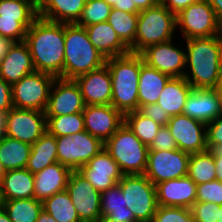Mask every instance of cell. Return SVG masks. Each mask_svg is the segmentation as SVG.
<instances>
[{
  "label": "cell",
  "mask_w": 222,
  "mask_h": 222,
  "mask_svg": "<svg viewBox=\"0 0 222 222\" xmlns=\"http://www.w3.org/2000/svg\"><path fill=\"white\" fill-rule=\"evenodd\" d=\"M25 42L35 71L64 79L65 23L38 17L28 28Z\"/></svg>",
  "instance_id": "cell-1"
},
{
  "label": "cell",
  "mask_w": 222,
  "mask_h": 222,
  "mask_svg": "<svg viewBox=\"0 0 222 222\" xmlns=\"http://www.w3.org/2000/svg\"><path fill=\"white\" fill-rule=\"evenodd\" d=\"M186 41V64L190 65L192 79L187 73L184 78L193 89L217 88L222 64V34Z\"/></svg>",
  "instance_id": "cell-2"
},
{
  "label": "cell",
  "mask_w": 222,
  "mask_h": 222,
  "mask_svg": "<svg viewBox=\"0 0 222 222\" xmlns=\"http://www.w3.org/2000/svg\"><path fill=\"white\" fill-rule=\"evenodd\" d=\"M144 63L141 54H128L106 59L112 81L111 105L123 115L138 110L140 67Z\"/></svg>",
  "instance_id": "cell-3"
},
{
  "label": "cell",
  "mask_w": 222,
  "mask_h": 222,
  "mask_svg": "<svg viewBox=\"0 0 222 222\" xmlns=\"http://www.w3.org/2000/svg\"><path fill=\"white\" fill-rule=\"evenodd\" d=\"M105 63L106 58L90 42L85 27L65 24L64 79H75Z\"/></svg>",
  "instance_id": "cell-4"
},
{
  "label": "cell",
  "mask_w": 222,
  "mask_h": 222,
  "mask_svg": "<svg viewBox=\"0 0 222 222\" xmlns=\"http://www.w3.org/2000/svg\"><path fill=\"white\" fill-rule=\"evenodd\" d=\"M104 149L119 165L124 175L145 173L149 147L143 144L125 123L104 143Z\"/></svg>",
  "instance_id": "cell-5"
},
{
  "label": "cell",
  "mask_w": 222,
  "mask_h": 222,
  "mask_svg": "<svg viewBox=\"0 0 222 222\" xmlns=\"http://www.w3.org/2000/svg\"><path fill=\"white\" fill-rule=\"evenodd\" d=\"M176 26V15L161 2L140 11L135 35V53L140 54L148 46L172 40Z\"/></svg>",
  "instance_id": "cell-6"
},
{
  "label": "cell",
  "mask_w": 222,
  "mask_h": 222,
  "mask_svg": "<svg viewBox=\"0 0 222 222\" xmlns=\"http://www.w3.org/2000/svg\"><path fill=\"white\" fill-rule=\"evenodd\" d=\"M138 222H152L158 204L156 187L144 174L124 175L117 183Z\"/></svg>",
  "instance_id": "cell-7"
},
{
  "label": "cell",
  "mask_w": 222,
  "mask_h": 222,
  "mask_svg": "<svg viewBox=\"0 0 222 222\" xmlns=\"http://www.w3.org/2000/svg\"><path fill=\"white\" fill-rule=\"evenodd\" d=\"M56 84L57 78L48 73L34 71L26 75L11 85L13 107L44 112L51 87Z\"/></svg>",
  "instance_id": "cell-8"
},
{
  "label": "cell",
  "mask_w": 222,
  "mask_h": 222,
  "mask_svg": "<svg viewBox=\"0 0 222 222\" xmlns=\"http://www.w3.org/2000/svg\"><path fill=\"white\" fill-rule=\"evenodd\" d=\"M37 18L33 0H0V37L11 42L25 41L28 28Z\"/></svg>",
  "instance_id": "cell-9"
},
{
  "label": "cell",
  "mask_w": 222,
  "mask_h": 222,
  "mask_svg": "<svg viewBox=\"0 0 222 222\" xmlns=\"http://www.w3.org/2000/svg\"><path fill=\"white\" fill-rule=\"evenodd\" d=\"M58 162L71 171L79 170L104 149V143L86 130L56 137Z\"/></svg>",
  "instance_id": "cell-10"
},
{
  "label": "cell",
  "mask_w": 222,
  "mask_h": 222,
  "mask_svg": "<svg viewBox=\"0 0 222 222\" xmlns=\"http://www.w3.org/2000/svg\"><path fill=\"white\" fill-rule=\"evenodd\" d=\"M185 39L211 37L222 34V22L207 0H199L176 15Z\"/></svg>",
  "instance_id": "cell-11"
},
{
  "label": "cell",
  "mask_w": 222,
  "mask_h": 222,
  "mask_svg": "<svg viewBox=\"0 0 222 222\" xmlns=\"http://www.w3.org/2000/svg\"><path fill=\"white\" fill-rule=\"evenodd\" d=\"M189 153L180 149L149 150L144 175L154 185L188 175Z\"/></svg>",
  "instance_id": "cell-12"
},
{
  "label": "cell",
  "mask_w": 222,
  "mask_h": 222,
  "mask_svg": "<svg viewBox=\"0 0 222 222\" xmlns=\"http://www.w3.org/2000/svg\"><path fill=\"white\" fill-rule=\"evenodd\" d=\"M47 132L45 112L34 109L11 108L6 113L4 134L32 145Z\"/></svg>",
  "instance_id": "cell-13"
},
{
  "label": "cell",
  "mask_w": 222,
  "mask_h": 222,
  "mask_svg": "<svg viewBox=\"0 0 222 222\" xmlns=\"http://www.w3.org/2000/svg\"><path fill=\"white\" fill-rule=\"evenodd\" d=\"M66 191L81 222H95L101 216V193L78 170L71 171Z\"/></svg>",
  "instance_id": "cell-14"
},
{
  "label": "cell",
  "mask_w": 222,
  "mask_h": 222,
  "mask_svg": "<svg viewBox=\"0 0 222 222\" xmlns=\"http://www.w3.org/2000/svg\"><path fill=\"white\" fill-rule=\"evenodd\" d=\"M178 149L189 154L207 151L206 124L187 115L171 116L167 123ZM202 130H205L202 132Z\"/></svg>",
  "instance_id": "cell-15"
},
{
  "label": "cell",
  "mask_w": 222,
  "mask_h": 222,
  "mask_svg": "<svg viewBox=\"0 0 222 222\" xmlns=\"http://www.w3.org/2000/svg\"><path fill=\"white\" fill-rule=\"evenodd\" d=\"M57 85L51 87L48 103L45 109L46 117L82 113L85 102L80 88L74 79L57 78ZM57 87V88H56Z\"/></svg>",
  "instance_id": "cell-16"
},
{
  "label": "cell",
  "mask_w": 222,
  "mask_h": 222,
  "mask_svg": "<svg viewBox=\"0 0 222 222\" xmlns=\"http://www.w3.org/2000/svg\"><path fill=\"white\" fill-rule=\"evenodd\" d=\"M85 130L105 143L124 123V115L112 105H86Z\"/></svg>",
  "instance_id": "cell-17"
},
{
  "label": "cell",
  "mask_w": 222,
  "mask_h": 222,
  "mask_svg": "<svg viewBox=\"0 0 222 222\" xmlns=\"http://www.w3.org/2000/svg\"><path fill=\"white\" fill-rule=\"evenodd\" d=\"M172 40L148 46L140 54L144 62L170 77H184L186 53L171 44Z\"/></svg>",
  "instance_id": "cell-18"
},
{
  "label": "cell",
  "mask_w": 222,
  "mask_h": 222,
  "mask_svg": "<svg viewBox=\"0 0 222 222\" xmlns=\"http://www.w3.org/2000/svg\"><path fill=\"white\" fill-rule=\"evenodd\" d=\"M78 171L100 193L114 187L124 176L119 165L105 149L96 154Z\"/></svg>",
  "instance_id": "cell-19"
},
{
  "label": "cell",
  "mask_w": 222,
  "mask_h": 222,
  "mask_svg": "<svg viewBox=\"0 0 222 222\" xmlns=\"http://www.w3.org/2000/svg\"><path fill=\"white\" fill-rule=\"evenodd\" d=\"M85 105H111L112 81L106 64L88 73L77 76Z\"/></svg>",
  "instance_id": "cell-20"
},
{
  "label": "cell",
  "mask_w": 222,
  "mask_h": 222,
  "mask_svg": "<svg viewBox=\"0 0 222 222\" xmlns=\"http://www.w3.org/2000/svg\"><path fill=\"white\" fill-rule=\"evenodd\" d=\"M183 114L208 124L222 114V95L216 88L192 89Z\"/></svg>",
  "instance_id": "cell-21"
},
{
  "label": "cell",
  "mask_w": 222,
  "mask_h": 222,
  "mask_svg": "<svg viewBox=\"0 0 222 222\" xmlns=\"http://www.w3.org/2000/svg\"><path fill=\"white\" fill-rule=\"evenodd\" d=\"M157 204L191 209L196 202L197 184L188 176L155 185Z\"/></svg>",
  "instance_id": "cell-22"
},
{
  "label": "cell",
  "mask_w": 222,
  "mask_h": 222,
  "mask_svg": "<svg viewBox=\"0 0 222 222\" xmlns=\"http://www.w3.org/2000/svg\"><path fill=\"white\" fill-rule=\"evenodd\" d=\"M31 53L25 41L12 42L0 61V77L10 85L34 72Z\"/></svg>",
  "instance_id": "cell-23"
},
{
  "label": "cell",
  "mask_w": 222,
  "mask_h": 222,
  "mask_svg": "<svg viewBox=\"0 0 222 222\" xmlns=\"http://www.w3.org/2000/svg\"><path fill=\"white\" fill-rule=\"evenodd\" d=\"M71 170L59 162L34 174V198L44 202L55 193L66 190Z\"/></svg>",
  "instance_id": "cell-24"
},
{
  "label": "cell",
  "mask_w": 222,
  "mask_h": 222,
  "mask_svg": "<svg viewBox=\"0 0 222 222\" xmlns=\"http://www.w3.org/2000/svg\"><path fill=\"white\" fill-rule=\"evenodd\" d=\"M85 29L90 42L106 59L131 52L107 21L87 26Z\"/></svg>",
  "instance_id": "cell-25"
},
{
  "label": "cell",
  "mask_w": 222,
  "mask_h": 222,
  "mask_svg": "<svg viewBox=\"0 0 222 222\" xmlns=\"http://www.w3.org/2000/svg\"><path fill=\"white\" fill-rule=\"evenodd\" d=\"M87 0H41L37 4L38 17L57 23H77Z\"/></svg>",
  "instance_id": "cell-26"
},
{
  "label": "cell",
  "mask_w": 222,
  "mask_h": 222,
  "mask_svg": "<svg viewBox=\"0 0 222 222\" xmlns=\"http://www.w3.org/2000/svg\"><path fill=\"white\" fill-rule=\"evenodd\" d=\"M192 89L184 77H171L165 84L157 104L170 116L183 114V107Z\"/></svg>",
  "instance_id": "cell-27"
},
{
  "label": "cell",
  "mask_w": 222,
  "mask_h": 222,
  "mask_svg": "<svg viewBox=\"0 0 222 222\" xmlns=\"http://www.w3.org/2000/svg\"><path fill=\"white\" fill-rule=\"evenodd\" d=\"M170 78L169 75L148 66L144 62L140 67L138 108L140 105L157 103L165 84Z\"/></svg>",
  "instance_id": "cell-28"
},
{
  "label": "cell",
  "mask_w": 222,
  "mask_h": 222,
  "mask_svg": "<svg viewBox=\"0 0 222 222\" xmlns=\"http://www.w3.org/2000/svg\"><path fill=\"white\" fill-rule=\"evenodd\" d=\"M4 201L34 197V174L27 168L6 171L2 181Z\"/></svg>",
  "instance_id": "cell-29"
},
{
  "label": "cell",
  "mask_w": 222,
  "mask_h": 222,
  "mask_svg": "<svg viewBox=\"0 0 222 222\" xmlns=\"http://www.w3.org/2000/svg\"><path fill=\"white\" fill-rule=\"evenodd\" d=\"M58 162L56 137L45 132L31 145L27 169L36 174L47 166Z\"/></svg>",
  "instance_id": "cell-30"
},
{
  "label": "cell",
  "mask_w": 222,
  "mask_h": 222,
  "mask_svg": "<svg viewBox=\"0 0 222 222\" xmlns=\"http://www.w3.org/2000/svg\"><path fill=\"white\" fill-rule=\"evenodd\" d=\"M100 197L101 215L108 216L119 222H138L132 211L126 207L124 194L118 184L101 192Z\"/></svg>",
  "instance_id": "cell-31"
},
{
  "label": "cell",
  "mask_w": 222,
  "mask_h": 222,
  "mask_svg": "<svg viewBox=\"0 0 222 222\" xmlns=\"http://www.w3.org/2000/svg\"><path fill=\"white\" fill-rule=\"evenodd\" d=\"M31 145L4 135L0 141V162L6 171L27 167Z\"/></svg>",
  "instance_id": "cell-32"
},
{
  "label": "cell",
  "mask_w": 222,
  "mask_h": 222,
  "mask_svg": "<svg viewBox=\"0 0 222 222\" xmlns=\"http://www.w3.org/2000/svg\"><path fill=\"white\" fill-rule=\"evenodd\" d=\"M138 14L128 13L111 8L107 22L112 26L119 38L135 53V35Z\"/></svg>",
  "instance_id": "cell-33"
},
{
  "label": "cell",
  "mask_w": 222,
  "mask_h": 222,
  "mask_svg": "<svg viewBox=\"0 0 222 222\" xmlns=\"http://www.w3.org/2000/svg\"><path fill=\"white\" fill-rule=\"evenodd\" d=\"M43 209L57 222H81L66 190L55 193L43 202Z\"/></svg>",
  "instance_id": "cell-34"
},
{
  "label": "cell",
  "mask_w": 222,
  "mask_h": 222,
  "mask_svg": "<svg viewBox=\"0 0 222 222\" xmlns=\"http://www.w3.org/2000/svg\"><path fill=\"white\" fill-rule=\"evenodd\" d=\"M4 210L12 222H36L43 209V202L34 197L4 201Z\"/></svg>",
  "instance_id": "cell-35"
},
{
  "label": "cell",
  "mask_w": 222,
  "mask_h": 222,
  "mask_svg": "<svg viewBox=\"0 0 222 222\" xmlns=\"http://www.w3.org/2000/svg\"><path fill=\"white\" fill-rule=\"evenodd\" d=\"M216 170L214 156L209 150L190 155L187 176L197 185L217 179Z\"/></svg>",
  "instance_id": "cell-36"
},
{
  "label": "cell",
  "mask_w": 222,
  "mask_h": 222,
  "mask_svg": "<svg viewBox=\"0 0 222 222\" xmlns=\"http://www.w3.org/2000/svg\"><path fill=\"white\" fill-rule=\"evenodd\" d=\"M124 123L135 136L148 147L162 127L159 123L154 122L151 118L143 116L137 110L124 114Z\"/></svg>",
  "instance_id": "cell-37"
},
{
  "label": "cell",
  "mask_w": 222,
  "mask_h": 222,
  "mask_svg": "<svg viewBox=\"0 0 222 222\" xmlns=\"http://www.w3.org/2000/svg\"><path fill=\"white\" fill-rule=\"evenodd\" d=\"M47 132L55 137L71 136L85 130L82 113L46 117Z\"/></svg>",
  "instance_id": "cell-38"
},
{
  "label": "cell",
  "mask_w": 222,
  "mask_h": 222,
  "mask_svg": "<svg viewBox=\"0 0 222 222\" xmlns=\"http://www.w3.org/2000/svg\"><path fill=\"white\" fill-rule=\"evenodd\" d=\"M111 6L103 0H87L81 17L76 23L79 26L87 27L108 20Z\"/></svg>",
  "instance_id": "cell-39"
},
{
  "label": "cell",
  "mask_w": 222,
  "mask_h": 222,
  "mask_svg": "<svg viewBox=\"0 0 222 222\" xmlns=\"http://www.w3.org/2000/svg\"><path fill=\"white\" fill-rule=\"evenodd\" d=\"M152 222H194V219L189 208L158 205Z\"/></svg>",
  "instance_id": "cell-40"
},
{
  "label": "cell",
  "mask_w": 222,
  "mask_h": 222,
  "mask_svg": "<svg viewBox=\"0 0 222 222\" xmlns=\"http://www.w3.org/2000/svg\"><path fill=\"white\" fill-rule=\"evenodd\" d=\"M196 202L222 205V181L219 179L197 185Z\"/></svg>",
  "instance_id": "cell-41"
},
{
  "label": "cell",
  "mask_w": 222,
  "mask_h": 222,
  "mask_svg": "<svg viewBox=\"0 0 222 222\" xmlns=\"http://www.w3.org/2000/svg\"><path fill=\"white\" fill-rule=\"evenodd\" d=\"M220 205L211 202H195L191 207L194 222H217Z\"/></svg>",
  "instance_id": "cell-42"
},
{
  "label": "cell",
  "mask_w": 222,
  "mask_h": 222,
  "mask_svg": "<svg viewBox=\"0 0 222 222\" xmlns=\"http://www.w3.org/2000/svg\"><path fill=\"white\" fill-rule=\"evenodd\" d=\"M175 149H178V145L171 135L169 128L167 126H162L149 146V150L166 151Z\"/></svg>",
  "instance_id": "cell-43"
},
{
  "label": "cell",
  "mask_w": 222,
  "mask_h": 222,
  "mask_svg": "<svg viewBox=\"0 0 222 222\" xmlns=\"http://www.w3.org/2000/svg\"><path fill=\"white\" fill-rule=\"evenodd\" d=\"M137 111L143 116L151 118L161 126H167L168 121L171 119V116L162 110L157 103L140 105Z\"/></svg>",
  "instance_id": "cell-44"
},
{
  "label": "cell",
  "mask_w": 222,
  "mask_h": 222,
  "mask_svg": "<svg viewBox=\"0 0 222 222\" xmlns=\"http://www.w3.org/2000/svg\"><path fill=\"white\" fill-rule=\"evenodd\" d=\"M222 144V114L206 124V145L209 150L212 146Z\"/></svg>",
  "instance_id": "cell-45"
},
{
  "label": "cell",
  "mask_w": 222,
  "mask_h": 222,
  "mask_svg": "<svg viewBox=\"0 0 222 222\" xmlns=\"http://www.w3.org/2000/svg\"><path fill=\"white\" fill-rule=\"evenodd\" d=\"M13 108L11 85L0 77V111L8 112Z\"/></svg>",
  "instance_id": "cell-46"
},
{
  "label": "cell",
  "mask_w": 222,
  "mask_h": 222,
  "mask_svg": "<svg viewBox=\"0 0 222 222\" xmlns=\"http://www.w3.org/2000/svg\"><path fill=\"white\" fill-rule=\"evenodd\" d=\"M198 1L199 0H160V2L174 15H177L192 3Z\"/></svg>",
  "instance_id": "cell-47"
},
{
  "label": "cell",
  "mask_w": 222,
  "mask_h": 222,
  "mask_svg": "<svg viewBox=\"0 0 222 222\" xmlns=\"http://www.w3.org/2000/svg\"><path fill=\"white\" fill-rule=\"evenodd\" d=\"M209 151L214 156L217 179L222 181V144L212 146Z\"/></svg>",
  "instance_id": "cell-48"
},
{
  "label": "cell",
  "mask_w": 222,
  "mask_h": 222,
  "mask_svg": "<svg viewBox=\"0 0 222 222\" xmlns=\"http://www.w3.org/2000/svg\"><path fill=\"white\" fill-rule=\"evenodd\" d=\"M112 8L133 14L140 12L131 0H117V4H114Z\"/></svg>",
  "instance_id": "cell-49"
},
{
  "label": "cell",
  "mask_w": 222,
  "mask_h": 222,
  "mask_svg": "<svg viewBox=\"0 0 222 222\" xmlns=\"http://www.w3.org/2000/svg\"><path fill=\"white\" fill-rule=\"evenodd\" d=\"M139 11L155 6L160 0H131Z\"/></svg>",
  "instance_id": "cell-50"
},
{
  "label": "cell",
  "mask_w": 222,
  "mask_h": 222,
  "mask_svg": "<svg viewBox=\"0 0 222 222\" xmlns=\"http://www.w3.org/2000/svg\"><path fill=\"white\" fill-rule=\"evenodd\" d=\"M214 9L216 17L222 22V0H207Z\"/></svg>",
  "instance_id": "cell-51"
},
{
  "label": "cell",
  "mask_w": 222,
  "mask_h": 222,
  "mask_svg": "<svg viewBox=\"0 0 222 222\" xmlns=\"http://www.w3.org/2000/svg\"><path fill=\"white\" fill-rule=\"evenodd\" d=\"M11 41L0 37V61L6 55L9 46L11 45Z\"/></svg>",
  "instance_id": "cell-52"
},
{
  "label": "cell",
  "mask_w": 222,
  "mask_h": 222,
  "mask_svg": "<svg viewBox=\"0 0 222 222\" xmlns=\"http://www.w3.org/2000/svg\"><path fill=\"white\" fill-rule=\"evenodd\" d=\"M36 222H57L50 214H48L44 209L39 213Z\"/></svg>",
  "instance_id": "cell-53"
},
{
  "label": "cell",
  "mask_w": 222,
  "mask_h": 222,
  "mask_svg": "<svg viewBox=\"0 0 222 222\" xmlns=\"http://www.w3.org/2000/svg\"><path fill=\"white\" fill-rule=\"evenodd\" d=\"M6 128V112L0 111V141L4 137V131Z\"/></svg>",
  "instance_id": "cell-54"
},
{
  "label": "cell",
  "mask_w": 222,
  "mask_h": 222,
  "mask_svg": "<svg viewBox=\"0 0 222 222\" xmlns=\"http://www.w3.org/2000/svg\"><path fill=\"white\" fill-rule=\"evenodd\" d=\"M0 222H12L4 208H0Z\"/></svg>",
  "instance_id": "cell-55"
},
{
  "label": "cell",
  "mask_w": 222,
  "mask_h": 222,
  "mask_svg": "<svg viewBox=\"0 0 222 222\" xmlns=\"http://www.w3.org/2000/svg\"><path fill=\"white\" fill-rule=\"evenodd\" d=\"M95 222H119V221L114 220L108 216L101 215Z\"/></svg>",
  "instance_id": "cell-56"
},
{
  "label": "cell",
  "mask_w": 222,
  "mask_h": 222,
  "mask_svg": "<svg viewBox=\"0 0 222 222\" xmlns=\"http://www.w3.org/2000/svg\"><path fill=\"white\" fill-rule=\"evenodd\" d=\"M216 89L222 95V64H221V69H220L219 84Z\"/></svg>",
  "instance_id": "cell-57"
},
{
  "label": "cell",
  "mask_w": 222,
  "mask_h": 222,
  "mask_svg": "<svg viewBox=\"0 0 222 222\" xmlns=\"http://www.w3.org/2000/svg\"><path fill=\"white\" fill-rule=\"evenodd\" d=\"M5 173H6V170L4 169L2 163L0 162V182L2 181Z\"/></svg>",
  "instance_id": "cell-58"
},
{
  "label": "cell",
  "mask_w": 222,
  "mask_h": 222,
  "mask_svg": "<svg viewBox=\"0 0 222 222\" xmlns=\"http://www.w3.org/2000/svg\"><path fill=\"white\" fill-rule=\"evenodd\" d=\"M3 204H4V199L2 195V187H1V182H0V208L3 207Z\"/></svg>",
  "instance_id": "cell-59"
},
{
  "label": "cell",
  "mask_w": 222,
  "mask_h": 222,
  "mask_svg": "<svg viewBox=\"0 0 222 222\" xmlns=\"http://www.w3.org/2000/svg\"><path fill=\"white\" fill-rule=\"evenodd\" d=\"M217 222H222V205H220Z\"/></svg>",
  "instance_id": "cell-60"
},
{
  "label": "cell",
  "mask_w": 222,
  "mask_h": 222,
  "mask_svg": "<svg viewBox=\"0 0 222 222\" xmlns=\"http://www.w3.org/2000/svg\"><path fill=\"white\" fill-rule=\"evenodd\" d=\"M106 3H108L111 7H113L114 4H117V0H103Z\"/></svg>",
  "instance_id": "cell-61"
},
{
  "label": "cell",
  "mask_w": 222,
  "mask_h": 222,
  "mask_svg": "<svg viewBox=\"0 0 222 222\" xmlns=\"http://www.w3.org/2000/svg\"><path fill=\"white\" fill-rule=\"evenodd\" d=\"M36 4H38L41 0H33Z\"/></svg>",
  "instance_id": "cell-62"
}]
</instances>
